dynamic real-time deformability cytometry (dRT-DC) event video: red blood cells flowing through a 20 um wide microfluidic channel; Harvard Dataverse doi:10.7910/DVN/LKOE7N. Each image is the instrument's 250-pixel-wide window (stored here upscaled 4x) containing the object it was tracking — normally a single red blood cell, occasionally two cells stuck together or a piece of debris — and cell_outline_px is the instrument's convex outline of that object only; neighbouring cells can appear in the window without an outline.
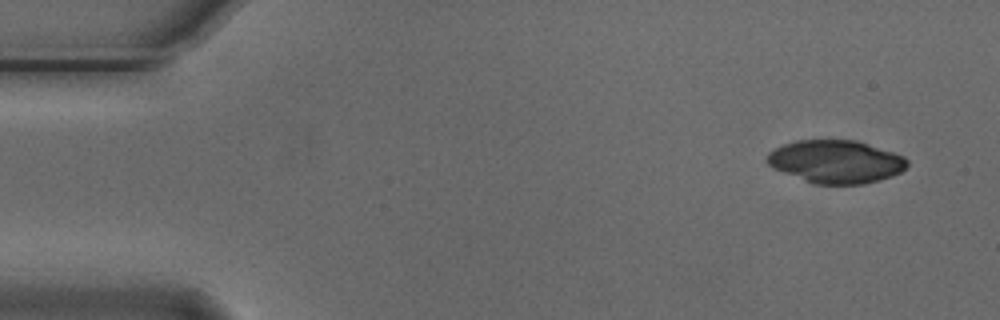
{"species": "Egyptian fruit bat (a non-hibernating species)", "species_latin": "Rousettus aegyptiacus", "temperature_condition": "cold", "stored_images_in_passage": 4, "camera_frame_rate_fps": 3000, "um_per_image_px": 0.085, "animal": {"sex": "male"}, "frame": {"image": 1, "passage_image": 1, "time_ms": 0.0, "image_size_px": [1000, 320], "cell_outline_px": [[908, 164], [900, 172], [892, 176], [880, 180], [864, 184], [816, 184], [772, 168], [764, 160], [764, 156], [768, 152], [784, 144], [796, 140], [856, 140], [904, 156], [908, 160]], "centroid_in_image_um": [71.02, 13.74], "position_along_channel_um": 14.0, "area_um2": 35.03}}